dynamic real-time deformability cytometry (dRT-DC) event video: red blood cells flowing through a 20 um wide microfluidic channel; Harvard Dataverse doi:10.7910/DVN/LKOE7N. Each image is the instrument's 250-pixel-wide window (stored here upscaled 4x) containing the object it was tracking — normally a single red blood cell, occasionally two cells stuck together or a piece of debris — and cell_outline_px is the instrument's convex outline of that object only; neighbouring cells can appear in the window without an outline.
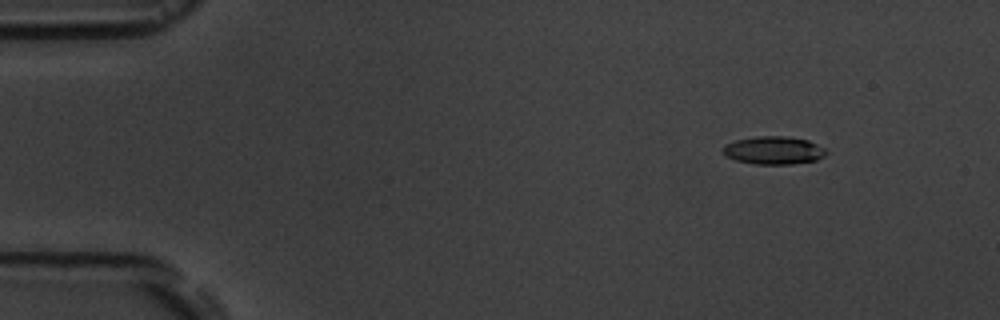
{"species": "common noctule bat (a hibernating species)", "species_latin": "Nyctalus noctula", "temperature_condition": "room temperature", "stored_images_in_passage": 3, "camera_frame_rate_fps": 3000, "um_per_image_px": 0.085, "animal": {"sex": "male", "body_mass_g": 19.5, "forearm_length_mm": 54.6}, "frame": {"image": 1, "passage_image": 1, "time_ms": 0.0, "image_size_px": [1000, 320], "cell_outline_px": [[828, 152], [824, 156], [816, 160], [792, 164], [756, 164], [736, 160], [724, 156], [720, 152], [720, 148], [724, 144], [736, 140], [756, 136], [784, 136], [808, 140], [824, 148]], "centroid_in_image_um": [65.7, 12.78], "position_along_channel_um": 19.3, "area_um2": 16.99}}
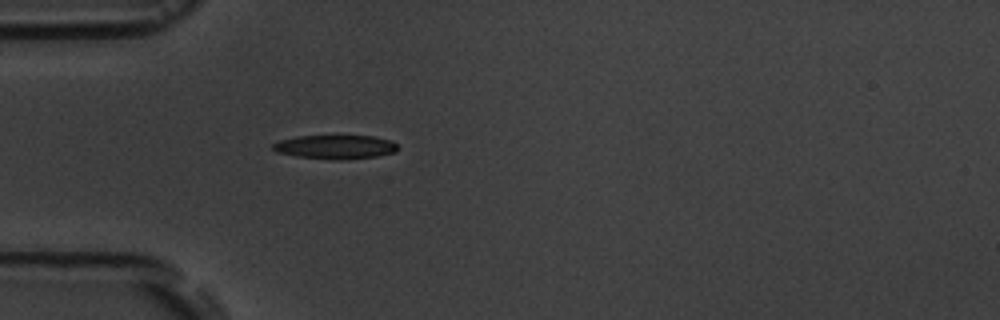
{"frame": {"image": 2, "passage_image": 3, "time_ms": 3.333, "image_size_px": [1000, 320], "cell_outline_px": [[400, 148], [396, 152], [376, 156], [340, 160], [332, 160], [296, 156], [276, 152], [272, 148], [272, 144], [280, 140], [296, 136], [372, 136], [388, 140], [396, 144]], "centroid_in_image_um": [28.48, 12.49], "position_along_channel_um": 56.5, "area_um2": 17.4}}